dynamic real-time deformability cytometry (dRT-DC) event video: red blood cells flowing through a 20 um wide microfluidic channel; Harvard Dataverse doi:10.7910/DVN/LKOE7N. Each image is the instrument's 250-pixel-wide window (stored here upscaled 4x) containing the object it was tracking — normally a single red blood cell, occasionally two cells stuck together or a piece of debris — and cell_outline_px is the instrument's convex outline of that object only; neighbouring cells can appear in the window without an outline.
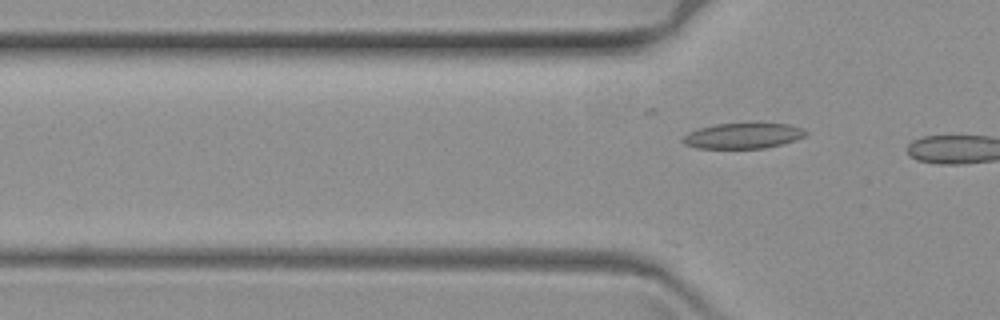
{"species": "common noctule bat (a hibernating species)", "species_latin": "Nyctalus noctula", "temperature_condition": "warm", "stored_images_in_passage": 15, "camera_frame_rate_fps": 3000, "um_per_image_px": 0.085, "animal": {"sex": "female", "body_mass_g": 19.3, "forearm_length_mm": 54.1}, "frame": {"image": 1, "passage_image": 15, "time_ms": 4.667, "image_size_px": [1000, 320], "cell_outline_px": [[808, 132], [804, 136], [796, 140], [764, 148], [696, 148], [684, 144], [680, 140], [688, 132], [700, 128], [716, 124], [788, 124], [800, 128]], "centroid_in_image_um": [63.11, 11.55], "position_along_channel_um": 62.7, "area_um2": 17.98}}